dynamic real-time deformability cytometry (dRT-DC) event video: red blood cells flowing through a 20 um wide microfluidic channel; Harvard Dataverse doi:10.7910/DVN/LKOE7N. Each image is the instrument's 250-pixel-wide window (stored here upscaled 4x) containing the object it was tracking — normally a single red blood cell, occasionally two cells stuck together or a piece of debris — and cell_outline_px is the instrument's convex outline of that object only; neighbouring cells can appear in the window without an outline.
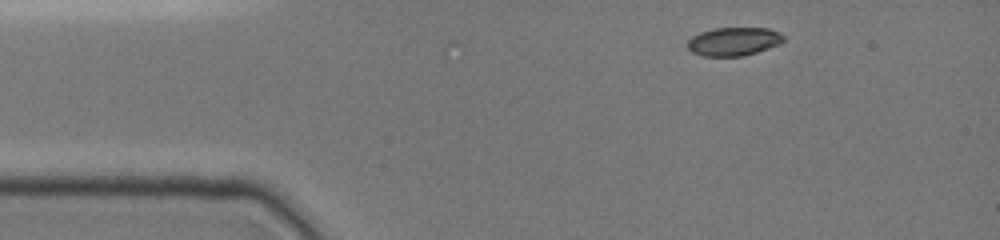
{"species": "common noctule bat (a hibernating species)", "species_latin": "Nyctalus noctula", "temperature_condition": "cold", "stored_images_in_passage": 11, "camera_frame_rate_fps": 3000, "um_per_image_px": 0.085, "animal": {"sex": "female", "body_mass_g": 19.0, "forearm_length_mm": 51.5}, "frame": {"image": 1, "passage_image": 1, "time_ms": 0.0, "image_size_px": [1000, 240], "cell_outline_px": [[784, 40], [768, 48], [744, 56], [704, 56], [692, 52], [688, 48], [688, 40], [692, 36], [700, 32], [716, 28], [768, 28], [780, 32], [784, 36]], "centroid_in_image_um": [62.35, 3.52], "position_along_channel_um": 22.6, "area_um2": 15.78}}
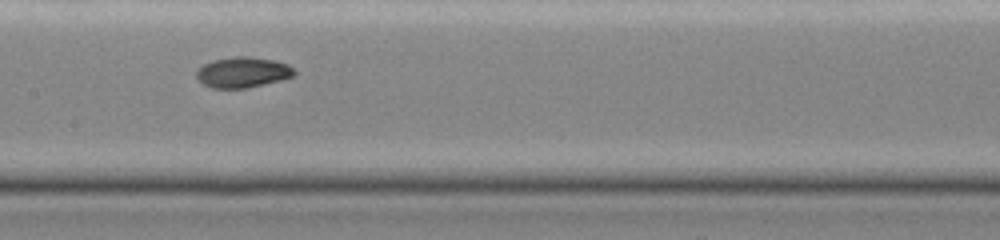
{"frame": {"image": 2, "passage_image": 7, "time_ms": 5.667, "image_size_px": [1000, 240], "cell_outline_px": [[296, 72], [292, 76], [280, 80], [248, 88], [212, 88], [196, 80], [196, 68], [212, 60], [236, 56], [248, 56], [276, 60], [288, 64]], "centroid_in_image_um": [20.59, 6.14], "position_along_channel_um": 186.8, "area_um2": 17.57}}
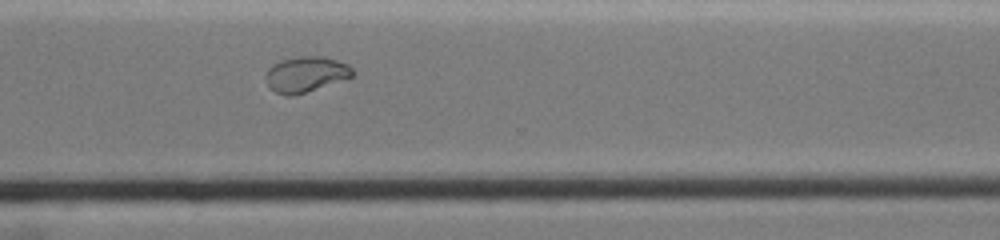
{"frame": {"image": 3, "passage_image": 11, "time_ms": 9.667, "image_size_px": [1000, 240], "cell_outline_px": [[356, 76], [292, 96], [288, 96], [276, 92], [268, 84], [264, 76], [268, 68], [272, 64], [280, 60], [300, 56], [324, 56], [348, 64], [356, 72]], "centroid_in_image_um": [26.02, 6.3], "position_along_channel_um": 344.6, "area_um2": 18.09}}